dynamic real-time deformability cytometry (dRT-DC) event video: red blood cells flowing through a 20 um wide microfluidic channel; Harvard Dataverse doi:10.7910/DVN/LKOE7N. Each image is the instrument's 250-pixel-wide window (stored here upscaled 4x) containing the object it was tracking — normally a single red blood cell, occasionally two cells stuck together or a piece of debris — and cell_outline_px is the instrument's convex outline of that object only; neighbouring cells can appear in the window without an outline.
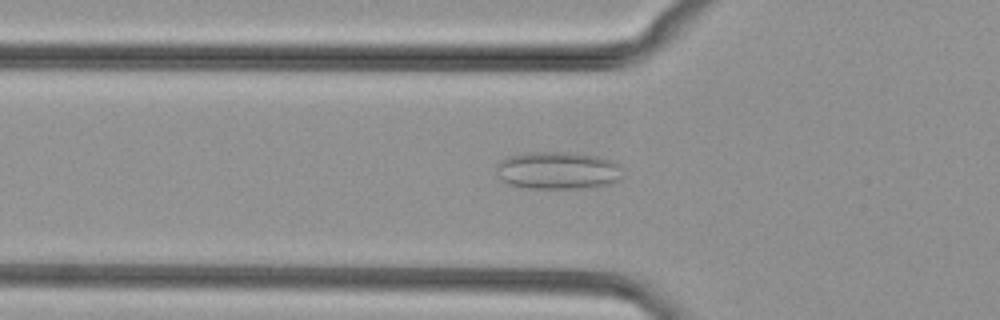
{"species": "common noctule bat (a hibernating species)", "species_latin": "Nyctalus noctula", "temperature_condition": "cold", "stored_images_in_passage": 50, "camera_frame_rate_fps": 3000, "um_per_image_px": 0.085, "animal": {"sex": "female", "body_mass_g": 29.2, "forearm_length_mm": 56.3}, "frame": {"image": 1, "passage_image": 17, "time_ms": 5.333, "image_size_px": [1000, 320], "cell_outline_px": [[620, 180], [612, 184], [580, 188], [528, 188], [508, 184], [500, 180], [496, 168], [496, 164], [500, 160], [508, 156], [524, 152], [572, 152], [600, 156], [616, 160], [620, 164]], "centroid_in_image_um": [47.42, 14.47], "position_along_channel_um": 78.4, "area_um2": 28.15}}
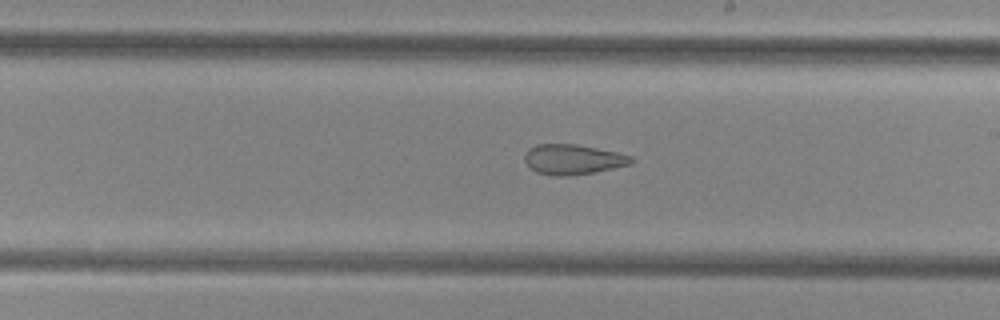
{"frame": {"image": 2, "passage_image": 29, "time_ms": 9.333, "image_size_px": [1000, 320], "cell_outline_px": [[636, 160], [632, 164], [592, 172], [568, 176], [552, 176], [536, 172], [524, 160], [524, 156], [528, 148], [536, 144], [576, 144], [616, 152], [632, 156]], "centroid_in_image_um": [48.69, 13.55], "position_along_channel_um": 240.3, "area_um2": 18.67}}
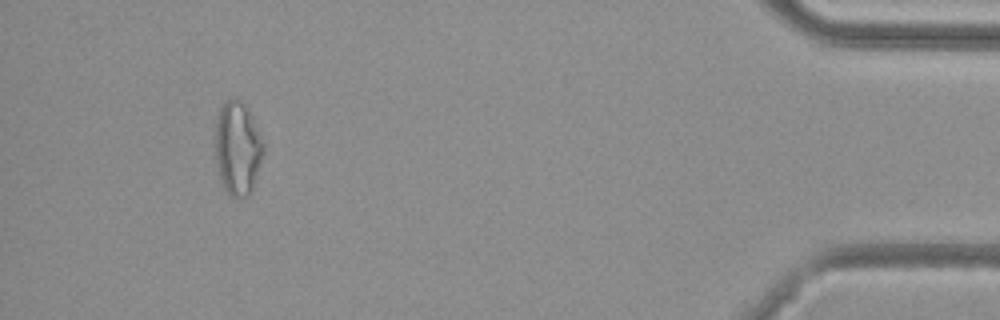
{"frame": {"image": 3, "passage_image": 47, "time_ms": 15.333, "image_size_px": [1000, 320], "cell_outline_px": [[264, 152], [252, 188], [248, 196], [232, 196], [224, 188], [220, 180], [212, 144], [216, 120], [220, 108], [224, 100], [232, 96], [236, 96], [244, 104], [252, 116], [264, 140]], "centroid_in_image_um": [20.16, 12.52], "position_along_channel_um": 415.0, "area_um2": 26.93}}